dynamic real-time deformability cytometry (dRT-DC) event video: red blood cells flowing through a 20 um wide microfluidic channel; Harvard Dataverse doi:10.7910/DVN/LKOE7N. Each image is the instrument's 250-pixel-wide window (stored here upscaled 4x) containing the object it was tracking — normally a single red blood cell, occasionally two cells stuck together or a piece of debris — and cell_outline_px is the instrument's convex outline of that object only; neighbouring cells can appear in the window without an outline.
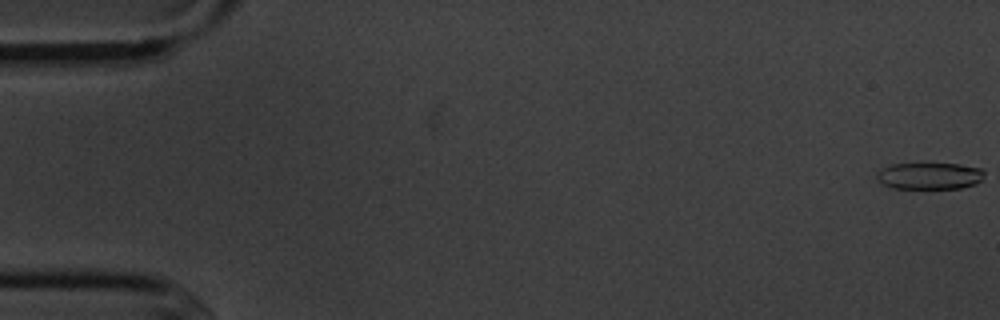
{"species": "common noctule bat (a hibernating species)", "species_latin": "Nyctalus noctula", "temperature_condition": "cold", "stored_images_in_passage": 5, "camera_frame_rate_fps": 3000, "um_per_image_px": 0.085, "animal": {"sex": "male", "body_mass_g": 20.1, "forearm_length_mm": 53.5}, "frame": {"image": 1, "passage_image": 1, "time_ms": 0.0, "image_size_px": [1000, 320], "cell_outline_px": [[984, 180], [976, 184], [960, 188], [892, 188], [876, 180], [876, 172], [880, 168], [892, 164], [928, 160], [960, 164], [984, 168]], "centroid_in_image_um": [79.02, 14.88], "position_along_channel_um": 6.0, "area_um2": 17.98}}